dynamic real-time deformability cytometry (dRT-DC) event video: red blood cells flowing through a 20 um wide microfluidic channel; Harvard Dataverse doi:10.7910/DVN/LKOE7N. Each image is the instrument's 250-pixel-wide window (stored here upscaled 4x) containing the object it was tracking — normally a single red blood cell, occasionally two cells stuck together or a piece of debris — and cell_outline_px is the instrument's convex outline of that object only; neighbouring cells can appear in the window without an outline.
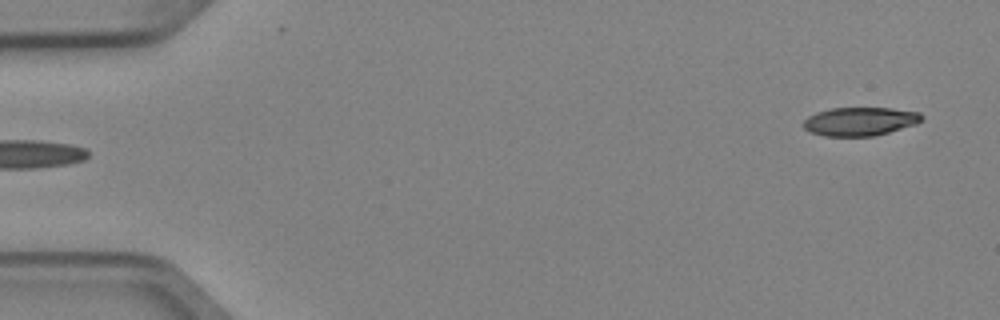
{"species": "Egyptian fruit bat (a non-hibernating species)", "species_latin": "Rousettus aegyptiacus", "temperature_condition": "cold", "stored_images_in_passage": 2, "segment_of_instrument_passage": [2, 2], "camera_frame_rate_fps": 3000, "um_per_image_px": 0.085, "animal": {"sex": "female"}, "frame": {"image": 1, "passage_image": 2, "time_ms": 0.333, "image_size_px": [1000, 320], "cell_outline_px": [[924, 116], [916, 124], [888, 132], [872, 136], [824, 136], [812, 132], [804, 128], [804, 120], [808, 116], [816, 112], [832, 108], [892, 108], [920, 112]], "centroid_in_image_um": [73.1, 10.31], "position_along_channel_um": 11.9, "area_um2": 19.54}}